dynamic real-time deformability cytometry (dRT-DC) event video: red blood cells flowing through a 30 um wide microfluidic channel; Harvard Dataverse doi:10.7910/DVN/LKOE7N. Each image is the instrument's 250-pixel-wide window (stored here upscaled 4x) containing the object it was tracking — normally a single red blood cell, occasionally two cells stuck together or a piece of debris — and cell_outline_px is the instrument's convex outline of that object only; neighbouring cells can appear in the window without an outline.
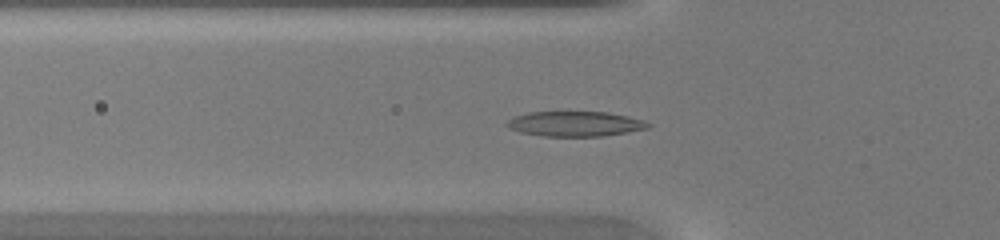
{"species": "common noctule bat (a hibernating species)", "species_latin": "Nyctalus noctula", "temperature_condition": "warm", "stored_images_in_passage": 42, "camera_frame_rate_fps": 3000, "um_per_image_px": 0.085, "animal": {"sex": "female", "body_mass_g": 20.0, "forearm_length_mm": 54.0}, "frame": {"image": 1, "passage_image": 13, "time_ms": 4.0, "image_size_px": [1000, 240], "cell_outline_px": [[652, 124], [648, 128], [628, 132], [604, 136], [544, 136], [520, 132], [508, 128], [504, 124], [512, 116], [528, 112], [608, 112], [628, 116], [644, 120]], "centroid_in_image_um": [48.87, 10.52], "position_along_channel_um": 76.9, "area_um2": 20.75}}
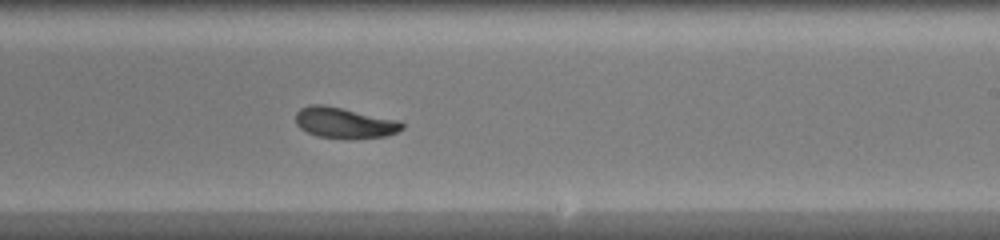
{"frame": {"image": 2, "passage_image": 25, "time_ms": 8.0, "image_size_px": [1000, 240], "cell_outline_px": [[404, 128], [396, 132], [384, 136], [348, 140], [316, 136], [300, 128], [296, 124], [296, 112], [300, 108], [308, 104], [324, 104], [400, 120], [404, 124]], "centroid_in_image_um": [29.27, 10.44], "position_along_channel_um": 259.7, "area_um2": 19.48}}
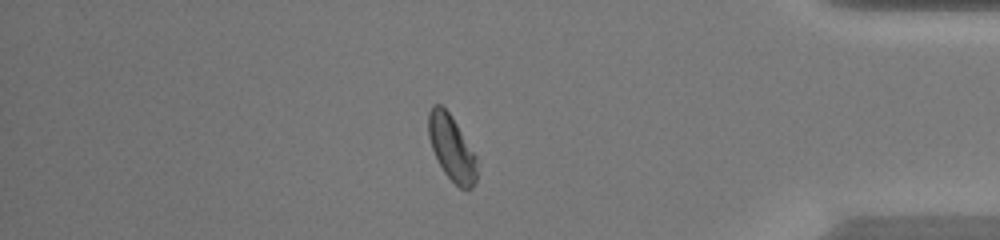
{"frame": {"image": 3, "passage_image": 36, "time_ms": 11.667, "image_size_px": [1000, 240], "cell_outline_px": [[476, 180], [472, 188], [468, 192], [460, 188], [444, 172], [432, 148], [428, 136], [428, 112], [432, 104], [440, 104], [448, 112], [456, 124], [476, 156]], "centroid_in_image_um": [38.38, 12.59], "position_along_channel_um": 396.8, "area_um2": 18.15}}